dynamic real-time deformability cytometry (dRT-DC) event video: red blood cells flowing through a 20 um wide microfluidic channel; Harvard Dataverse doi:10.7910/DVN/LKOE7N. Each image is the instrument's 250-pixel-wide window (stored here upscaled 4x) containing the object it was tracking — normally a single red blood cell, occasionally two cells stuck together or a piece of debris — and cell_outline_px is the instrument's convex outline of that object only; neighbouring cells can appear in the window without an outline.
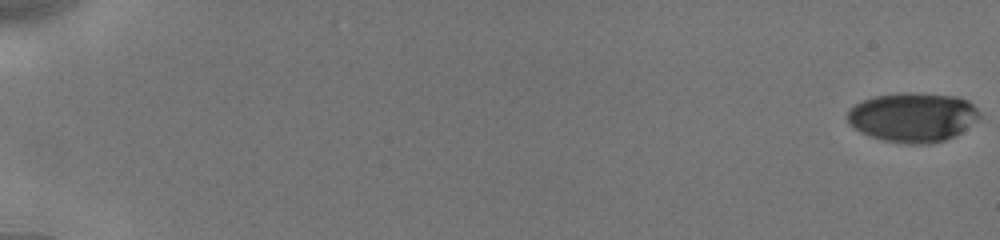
{"species": "human", "species_latin": "Homo sapiens", "temperature_condition": "cold", "stored_images_in_passage": 14, "camera_frame_rate_fps": 3000, "um_per_image_px": 0.085, "donor": {"sex": "male"}, "frame": {"image": 1, "passage_image": 1, "time_ms": 0.0, "image_size_px": [1000, 240], "cell_outline_px": [[980, 116], [976, 120], [956, 136], [944, 140], [928, 144], [904, 144], [884, 140], [860, 132], [848, 124], [848, 108], [872, 96], [900, 92], [916, 92], [956, 96], [968, 100], [980, 112]], "centroid_in_image_um": [77.58, 9.95], "position_along_channel_um": 7.4, "area_um2": 38.26}}
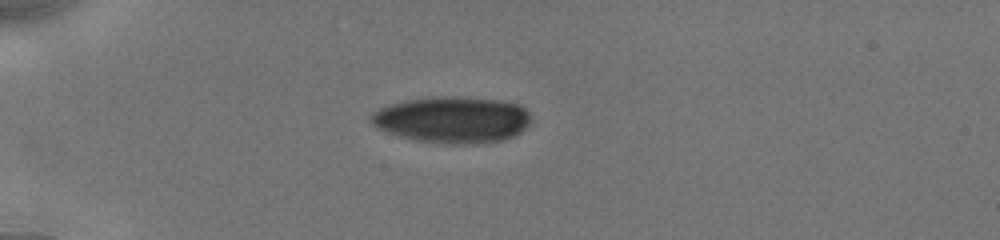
{"frame": {"image": 2, "passage_image": 8, "time_ms": 5.333, "image_size_px": [1000, 240], "cell_outline_px": [[532, 120], [528, 128], [504, 140], [476, 144], [452, 144], [412, 140], [376, 128], [372, 124], [368, 116], [380, 108], [404, 100], [444, 96], [500, 100], [520, 104], [528, 112]], "centroid_in_image_um": [38.47, 10.19], "position_along_channel_um": 46.5, "area_um2": 43.47}}
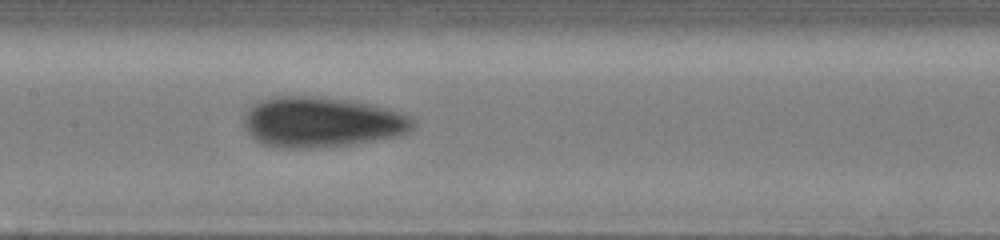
{"frame": {"image": 3, "passage_image": 14, "time_ms": 9.667, "image_size_px": [1000, 240], "cell_outline_px": [[416, 124], [408, 132], [400, 136], [352, 144], [316, 148], [280, 148], [264, 144], [256, 140], [248, 132], [244, 124], [244, 120], [248, 108], [252, 104], [260, 100], [276, 96], [312, 96], [348, 100], [376, 104], [412, 116], [416, 120]], "centroid_in_image_um": [27.39, 10.38], "position_along_channel_um": 180.0, "area_um2": 50.11}}